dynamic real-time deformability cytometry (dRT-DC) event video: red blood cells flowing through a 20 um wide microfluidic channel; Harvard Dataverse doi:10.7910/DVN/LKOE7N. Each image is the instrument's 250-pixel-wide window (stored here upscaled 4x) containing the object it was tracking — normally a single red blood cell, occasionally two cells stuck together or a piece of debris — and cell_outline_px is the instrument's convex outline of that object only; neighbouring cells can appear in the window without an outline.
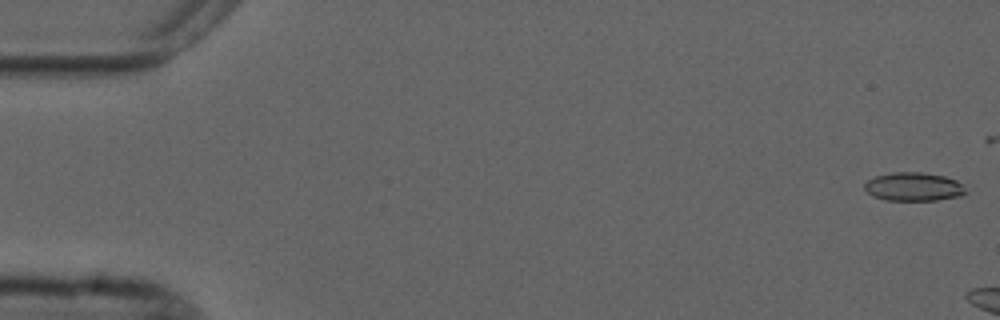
{"species": "common noctule bat (a hibernating species)", "species_latin": "Nyctalus noctula", "temperature_condition": "cold", "stored_images_in_passage": 5, "camera_frame_rate_fps": 3000, "um_per_image_px": 0.085, "animal": {"sex": "male", "forearm_length_mm": 52.5}, "frame": {"image": 1, "passage_image": 1, "time_ms": 0.0, "image_size_px": [1000, 320], "cell_outline_px": [[964, 192], [960, 196], [936, 200], [888, 200], [872, 196], [864, 188], [864, 184], [868, 180], [876, 176], [892, 172], [920, 172], [944, 176], [956, 180], [964, 188]], "centroid_in_image_um": [77.62, 15.87], "position_along_channel_um": 7.4, "area_um2": 16.59}}